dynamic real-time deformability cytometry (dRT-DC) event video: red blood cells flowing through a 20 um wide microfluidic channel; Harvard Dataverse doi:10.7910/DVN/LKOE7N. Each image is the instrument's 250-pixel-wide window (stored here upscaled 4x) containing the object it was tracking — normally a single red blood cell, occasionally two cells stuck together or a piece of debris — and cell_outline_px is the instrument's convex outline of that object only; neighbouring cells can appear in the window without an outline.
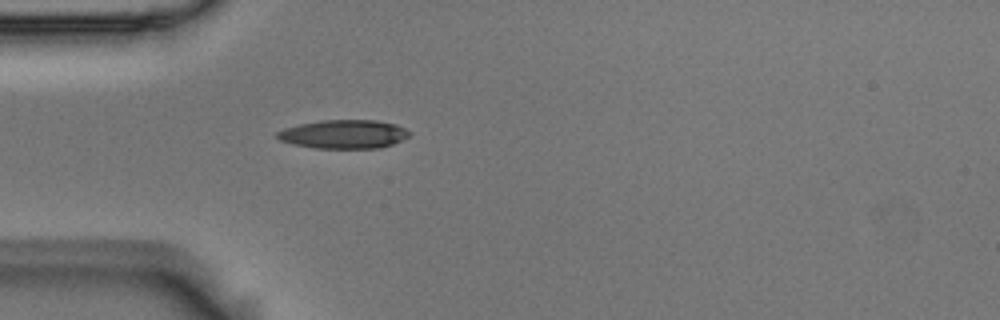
{"species": "Egyptian fruit bat (a non-hibernating species)", "species_latin": "Rousettus aegyptiacus", "temperature_condition": "room temperature", "stored_images_in_passage": 39, "camera_frame_rate_fps": 3000, "um_per_image_px": 0.085, "animal": {"sex": "male"}, "frame": {"image": 1, "passage_image": 1, "time_ms": 0.0, "image_size_px": [1000, 320], "cell_outline_px": [[412, 132], [408, 136], [392, 144], [380, 148], [316, 148], [292, 144], [280, 140], [276, 136], [276, 132], [284, 128], [300, 124], [324, 120], [376, 120], [396, 124]], "centroid_in_image_um": [29.22, 11.4], "position_along_channel_um": 55.8, "area_um2": 22.02}}
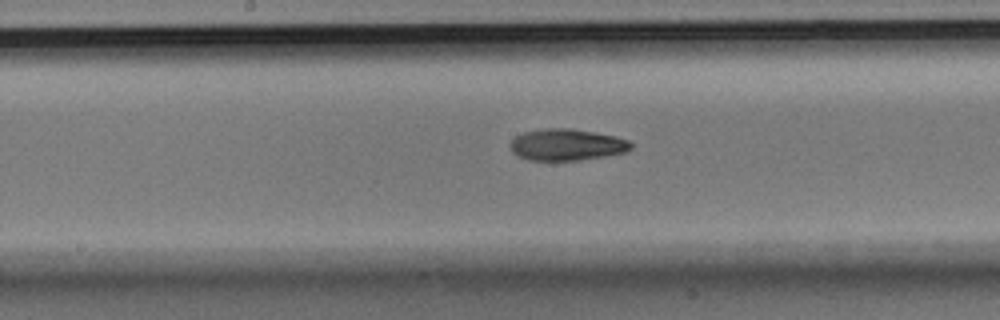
{"frame": {"image": 2, "passage_image": 13, "time_ms": 4.0, "image_size_px": [1000, 320], "cell_outline_px": [[632, 148], [624, 152], [604, 156], [580, 160], [528, 160], [512, 152], [508, 144], [516, 136], [524, 132], [544, 128], [568, 128], [616, 136], [628, 140], [632, 144]], "centroid_in_image_um": [48.15, 12.3], "position_along_channel_um": 200.1, "area_um2": 22.08}}
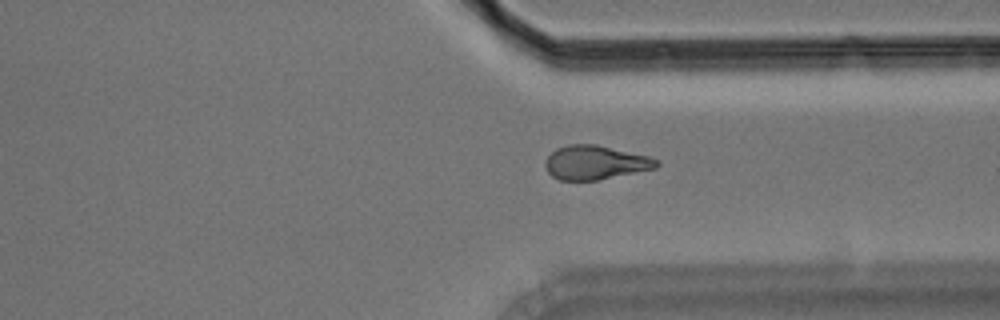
{"frame": {"image": 3, "passage_image": 26, "time_ms": 8.333, "image_size_px": [1000, 320], "cell_outline_px": [[660, 164], [656, 168], [600, 180], [560, 180], [552, 176], [548, 172], [544, 164], [544, 160], [556, 148], [568, 144], [596, 144], [648, 156], [660, 160]], "centroid_in_image_um": [50.6, 13.81], "position_along_channel_um": 360.8, "area_um2": 22.2}, "authors_computed_cell_mechanics": {"area_um2": 22.1952, "velocity_mm_per_s": 3.7162, "shape_relaxation_time_tau1_ms": 6.6694, "shape_relaxation_time_tau2_ms": 6.0843, "deformation_change_tau1": 0.1571, "deformation_change_tau2": 0.1474}}